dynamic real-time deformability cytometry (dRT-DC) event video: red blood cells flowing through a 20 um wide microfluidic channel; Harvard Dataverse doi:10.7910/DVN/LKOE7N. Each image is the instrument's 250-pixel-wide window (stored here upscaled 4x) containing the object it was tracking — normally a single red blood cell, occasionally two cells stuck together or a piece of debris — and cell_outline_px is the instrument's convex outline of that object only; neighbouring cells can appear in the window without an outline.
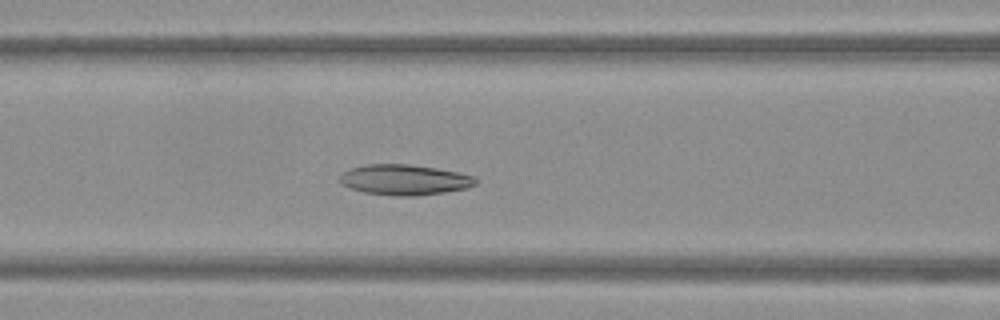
{"species": "Egyptian fruit bat (a non-hibernating species)", "species_latin": "Rousettus aegyptiacus", "temperature_condition": "warm", "stored_images_in_passage": 48, "camera_frame_rate_fps": 3000, "um_per_image_px": 0.085, "frame": {"image": 1, "passage_image": 19, "time_ms": 6.0, "image_size_px": [1000, 320], "cell_outline_px": [[476, 184], [468, 188], [444, 192], [416, 196], [396, 196], [364, 192], [340, 184], [340, 176], [348, 168], [368, 164], [408, 164], [436, 168], [476, 176]], "centroid_in_image_um": [34.38, 15.28], "position_along_channel_um": 132.2, "area_um2": 24.1}}
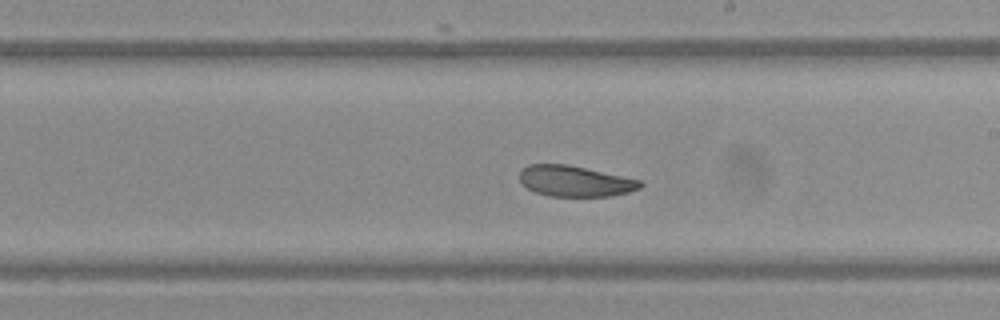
{"frame": {"image": 2, "passage_image": 27, "time_ms": 8.667, "image_size_px": [1000, 320], "cell_outline_px": [[644, 184], [640, 188], [628, 192], [612, 196], [548, 196], [536, 192], [520, 184], [520, 172], [528, 164], [568, 164], [640, 180]], "centroid_in_image_um": [48.86, 15.4], "position_along_channel_um": 240.1, "area_um2": 21.62}}
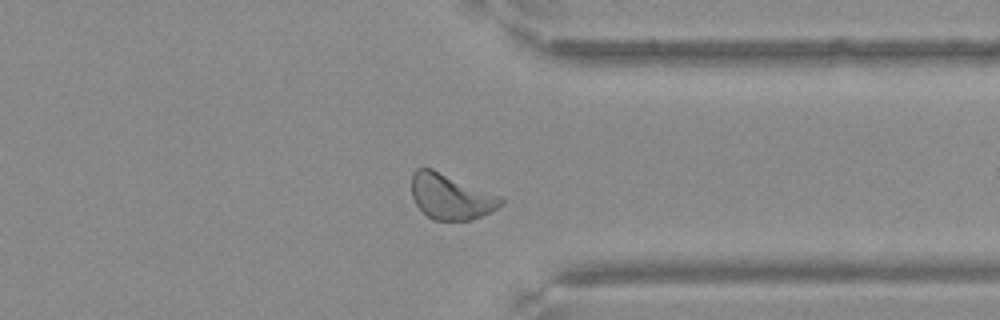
{"frame": {"image": 3, "passage_image": 37, "time_ms": 12.0, "image_size_px": [1000, 320], "cell_outline_px": [[504, 204], [480, 216], [468, 220], [432, 220], [416, 204], [412, 196], [412, 172], [416, 168], [432, 168], [500, 196], [504, 200]], "centroid_in_image_um": [38.29, 16.7], "position_along_channel_um": 373.1, "area_um2": 23.35}}